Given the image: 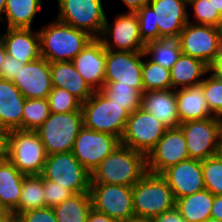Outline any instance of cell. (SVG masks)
Segmentation results:
<instances>
[{"mask_svg": "<svg viewBox=\"0 0 222 222\" xmlns=\"http://www.w3.org/2000/svg\"><path fill=\"white\" fill-rule=\"evenodd\" d=\"M145 52L106 49L104 85H125L143 92L142 68Z\"/></svg>", "mask_w": 222, "mask_h": 222, "instance_id": "cell-14", "label": "cell"}, {"mask_svg": "<svg viewBox=\"0 0 222 222\" xmlns=\"http://www.w3.org/2000/svg\"><path fill=\"white\" fill-rule=\"evenodd\" d=\"M202 170L205 189L213 195H222V155L203 160Z\"/></svg>", "mask_w": 222, "mask_h": 222, "instance_id": "cell-37", "label": "cell"}, {"mask_svg": "<svg viewBox=\"0 0 222 222\" xmlns=\"http://www.w3.org/2000/svg\"><path fill=\"white\" fill-rule=\"evenodd\" d=\"M10 130L0 127V162L8 160Z\"/></svg>", "mask_w": 222, "mask_h": 222, "instance_id": "cell-43", "label": "cell"}, {"mask_svg": "<svg viewBox=\"0 0 222 222\" xmlns=\"http://www.w3.org/2000/svg\"><path fill=\"white\" fill-rule=\"evenodd\" d=\"M25 175L9 160L0 162V206L13 211L17 206L22 192Z\"/></svg>", "mask_w": 222, "mask_h": 222, "instance_id": "cell-27", "label": "cell"}, {"mask_svg": "<svg viewBox=\"0 0 222 222\" xmlns=\"http://www.w3.org/2000/svg\"><path fill=\"white\" fill-rule=\"evenodd\" d=\"M50 109L46 98L25 99L23 130H37L49 117Z\"/></svg>", "mask_w": 222, "mask_h": 222, "instance_id": "cell-35", "label": "cell"}, {"mask_svg": "<svg viewBox=\"0 0 222 222\" xmlns=\"http://www.w3.org/2000/svg\"><path fill=\"white\" fill-rule=\"evenodd\" d=\"M6 0H0V26L3 21Z\"/></svg>", "mask_w": 222, "mask_h": 222, "instance_id": "cell-53", "label": "cell"}, {"mask_svg": "<svg viewBox=\"0 0 222 222\" xmlns=\"http://www.w3.org/2000/svg\"><path fill=\"white\" fill-rule=\"evenodd\" d=\"M47 154L36 131L10 130L8 160L25 176L41 175Z\"/></svg>", "mask_w": 222, "mask_h": 222, "instance_id": "cell-8", "label": "cell"}, {"mask_svg": "<svg viewBox=\"0 0 222 222\" xmlns=\"http://www.w3.org/2000/svg\"><path fill=\"white\" fill-rule=\"evenodd\" d=\"M89 194L92 208L116 222H124L135 216L131 186L91 183Z\"/></svg>", "mask_w": 222, "mask_h": 222, "instance_id": "cell-11", "label": "cell"}, {"mask_svg": "<svg viewBox=\"0 0 222 222\" xmlns=\"http://www.w3.org/2000/svg\"><path fill=\"white\" fill-rule=\"evenodd\" d=\"M142 82L143 92L172 89L170 69L154 63L144 54Z\"/></svg>", "mask_w": 222, "mask_h": 222, "instance_id": "cell-33", "label": "cell"}, {"mask_svg": "<svg viewBox=\"0 0 222 222\" xmlns=\"http://www.w3.org/2000/svg\"><path fill=\"white\" fill-rule=\"evenodd\" d=\"M86 222H116L114 219L108 215L98 212L93 208L90 210Z\"/></svg>", "mask_w": 222, "mask_h": 222, "instance_id": "cell-47", "label": "cell"}, {"mask_svg": "<svg viewBox=\"0 0 222 222\" xmlns=\"http://www.w3.org/2000/svg\"><path fill=\"white\" fill-rule=\"evenodd\" d=\"M56 19L99 38L106 21L104 0H56Z\"/></svg>", "mask_w": 222, "mask_h": 222, "instance_id": "cell-9", "label": "cell"}, {"mask_svg": "<svg viewBox=\"0 0 222 222\" xmlns=\"http://www.w3.org/2000/svg\"><path fill=\"white\" fill-rule=\"evenodd\" d=\"M177 39L182 54L197 58L209 66L221 44L220 28L188 22Z\"/></svg>", "mask_w": 222, "mask_h": 222, "instance_id": "cell-15", "label": "cell"}, {"mask_svg": "<svg viewBox=\"0 0 222 222\" xmlns=\"http://www.w3.org/2000/svg\"><path fill=\"white\" fill-rule=\"evenodd\" d=\"M84 126L96 132L108 133L122 138L129 113L112 102L101 90L82 103Z\"/></svg>", "mask_w": 222, "mask_h": 222, "instance_id": "cell-5", "label": "cell"}, {"mask_svg": "<svg viewBox=\"0 0 222 222\" xmlns=\"http://www.w3.org/2000/svg\"><path fill=\"white\" fill-rule=\"evenodd\" d=\"M219 28H220V38H221V44H222V22Z\"/></svg>", "mask_w": 222, "mask_h": 222, "instance_id": "cell-54", "label": "cell"}, {"mask_svg": "<svg viewBox=\"0 0 222 222\" xmlns=\"http://www.w3.org/2000/svg\"><path fill=\"white\" fill-rule=\"evenodd\" d=\"M172 189L175 199L205 189L202 161L187 159L168 167L160 174Z\"/></svg>", "mask_w": 222, "mask_h": 222, "instance_id": "cell-18", "label": "cell"}, {"mask_svg": "<svg viewBox=\"0 0 222 222\" xmlns=\"http://www.w3.org/2000/svg\"><path fill=\"white\" fill-rule=\"evenodd\" d=\"M127 12H135L142 6L148 5L150 0H120Z\"/></svg>", "mask_w": 222, "mask_h": 222, "instance_id": "cell-48", "label": "cell"}, {"mask_svg": "<svg viewBox=\"0 0 222 222\" xmlns=\"http://www.w3.org/2000/svg\"><path fill=\"white\" fill-rule=\"evenodd\" d=\"M124 222H153L150 218H143V217H131L130 219H127Z\"/></svg>", "mask_w": 222, "mask_h": 222, "instance_id": "cell-51", "label": "cell"}, {"mask_svg": "<svg viewBox=\"0 0 222 222\" xmlns=\"http://www.w3.org/2000/svg\"><path fill=\"white\" fill-rule=\"evenodd\" d=\"M108 98L122 106L129 114L141 108L142 93L125 85H104L101 90Z\"/></svg>", "mask_w": 222, "mask_h": 222, "instance_id": "cell-34", "label": "cell"}, {"mask_svg": "<svg viewBox=\"0 0 222 222\" xmlns=\"http://www.w3.org/2000/svg\"><path fill=\"white\" fill-rule=\"evenodd\" d=\"M4 31L2 32L0 28L8 56L24 64L41 57L40 37L36 28H6Z\"/></svg>", "mask_w": 222, "mask_h": 222, "instance_id": "cell-21", "label": "cell"}, {"mask_svg": "<svg viewBox=\"0 0 222 222\" xmlns=\"http://www.w3.org/2000/svg\"><path fill=\"white\" fill-rule=\"evenodd\" d=\"M220 154L222 155V144H221Z\"/></svg>", "mask_w": 222, "mask_h": 222, "instance_id": "cell-57", "label": "cell"}, {"mask_svg": "<svg viewBox=\"0 0 222 222\" xmlns=\"http://www.w3.org/2000/svg\"><path fill=\"white\" fill-rule=\"evenodd\" d=\"M42 7V0H6L2 23L6 28H32Z\"/></svg>", "mask_w": 222, "mask_h": 222, "instance_id": "cell-28", "label": "cell"}, {"mask_svg": "<svg viewBox=\"0 0 222 222\" xmlns=\"http://www.w3.org/2000/svg\"><path fill=\"white\" fill-rule=\"evenodd\" d=\"M187 159L189 155L181 127L167 128L163 137L146 155L147 172L161 174L168 167Z\"/></svg>", "mask_w": 222, "mask_h": 222, "instance_id": "cell-17", "label": "cell"}, {"mask_svg": "<svg viewBox=\"0 0 222 222\" xmlns=\"http://www.w3.org/2000/svg\"><path fill=\"white\" fill-rule=\"evenodd\" d=\"M47 100L52 113L61 114L82 110V102L64 88L52 87Z\"/></svg>", "mask_w": 222, "mask_h": 222, "instance_id": "cell-39", "label": "cell"}, {"mask_svg": "<svg viewBox=\"0 0 222 222\" xmlns=\"http://www.w3.org/2000/svg\"><path fill=\"white\" fill-rule=\"evenodd\" d=\"M84 126L82 110L70 113L50 112L47 120L35 130L47 155L72 152L74 142Z\"/></svg>", "mask_w": 222, "mask_h": 222, "instance_id": "cell-6", "label": "cell"}, {"mask_svg": "<svg viewBox=\"0 0 222 222\" xmlns=\"http://www.w3.org/2000/svg\"><path fill=\"white\" fill-rule=\"evenodd\" d=\"M135 13L145 45L161 38H178L189 22L188 4L184 0H150Z\"/></svg>", "mask_w": 222, "mask_h": 222, "instance_id": "cell-1", "label": "cell"}, {"mask_svg": "<svg viewBox=\"0 0 222 222\" xmlns=\"http://www.w3.org/2000/svg\"><path fill=\"white\" fill-rule=\"evenodd\" d=\"M118 145V137L83 126L74 142L72 153L90 173H93Z\"/></svg>", "mask_w": 222, "mask_h": 222, "instance_id": "cell-16", "label": "cell"}, {"mask_svg": "<svg viewBox=\"0 0 222 222\" xmlns=\"http://www.w3.org/2000/svg\"><path fill=\"white\" fill-rule=\"evenodd\" d=\"M214 195L204 189L176 199V209L187 222H204L211 218Z\"/></svg>", "mask_w": 222, "mask_h": 222, "instance_id": "cell-29", "label": "cell"}, {"mask_svg": "<svg viewBox=\"0 0 222 222\" xmlns=\"http://www.w3.org/2000/svg\"><path fill=\"white\" fill-rule=\"evenodd\" d=\"M40 55L50 63L72 61L93 37L56 18L38 29Z\"/></svg>", "mask_w": 222, "mask_h": 222, "instance_id": "cell-3", "label": "cell"}, {"mask_svg": "<svg viewBox=\"0 0 222 222\" xmlns=\"http://www.w3.org/2000/svg\"><path fill=\"white\" fill-rule=\"evenodd\" d=\"M13 83L27 99H47L53 87L50 62L40 57L25 64L24 67H20Z\"/></svg>", "mask_w": 222, "mask_h": 222, "instance_id": "cell-19", "label": "cell"}, {"mask_svg": "<svg viewBox=\"0 0 222 222\" xmlns=\"http://www.w3.org/2000/svg\"><path fill=\"white\" fill-rule=\"evenodd\" d=\"M200 86L210 112L214 116L222 118V78L208 72Z\"/></svg>", "mask_w": 222, "mask_h": 222, "instance_id": "cell-38", "label": "cell"}, {"mask_svg": "<svg viewBox=\"0 0 222 222\" xmlns=\"http://www.w3.org/2000/svg\"><path fill=\"white\" fill-rule=\"evenodd\" d=\"M46 207L42 175L25 176L18 206L12 211L13 218L25 211Z\"/></svg>", "mask_w": 222, "mask_h": 222, "instance_id": "cell-31", "label": "cell"}, {"mask_svg": "<svg viewBox=\"0 0 222 222\" xmlns=\"http://www.w3.org/2000/svg\"><path fill=\"white\" fill-rule=\"evenodd\" d=\"M76 70L93 91L102 90L105 78L106 49L93 38L72 60Z\"/></svg>", "mask_w": 222, "mask_h": 222, "instance_id": "cell-20", "label": "cell"}, {"mask_svg": "<svg viewBox=\"0 0 222 222\" xmlns=\"http://www.w3.org/2000/svg\"><path fill=\"white\" fill-rule=\"evenodd\" d=\"M12 212L5 208H0V222H11L13 220Z\"/></svg>", "mask_w": 222, "mask_h": 222, "instance_id": "cell-49", "label": "cell"}, {"mask_svg": "<svg viewBox=\"0 0 222 222\" xmlns=\"http://www.w3.org/2000/svg\"><path fill=\"white\" fill-rule=\"evenodd\" d=\"M166 130L153 115L138 108L129 114L120 144L147 155Z\"/></svg>", "mask_w": 222, "mask_h": 222, "instance_id": "cell-13", "label": "cell"}, {"mask_svg": "<svg viewBox=\"0 0 222 222\" xmlns=\"http://www.w3.org/2000/svg\"><path fill=\"white\" fill-rule=\"evenodd\" d=\"M189 158L203 161L220 154L222 118L213 116L180 124Z\"/></svg>", "mask_w": 222, "mask_h": 222, "instance_id": "cell-7", "label": "cell"}, {"mask_svg": "<svg viewBox=\"0 0 222 222\" xmlns=\"http://www.w3.org/2000/svg\"><path fill=\"white\" fill-rule=\"evenodd\" d=\"M44 197L46 207H54L61 204L65 199L71 198L74 193L60 186V184L47 180L43 177Z\"/></svg>", "mask_w": 222, "mask_h": 222, "instance_id": "cell-40", "label": "cell"}, {"mask_svg": "<svg viewBox=\"0 0 222 222\" xmlns=\"http://www.w3.org/2000/svg\"><path fill=\"white\" fill-rule=\"evenodd\" d=\"M145 55L154 63L171 69L181 55L177 38H161L145 45Z\"/></svg>", "mask_w": 222, "mask_h": 222, "instance_id": "cell-32", "label": "cell"}, {"mask_svg": "<svg viewBox=\"0 0 222 222\" xmlns=\"http://www.w3.org/2000/svg\"><path fill=\"white\" fill-rule=\"evenodd\" d=\"M24 66V63L6 54L5 60L0 67V79L13 82L20 71V67Z\"/></svg>", "mask_w": 222, "mask_h": 222, "instance_id": "cell-42", "label": "cell"}, {"mask_svg": "<svg viewBox=\"0 0 222 222\" xmlns=\"http://www.w3.org/2000/svg\"><path fill=\"white\" fill-rule=\"evenodd\" d=\"M187 4H189L190 2H192L193 0H184Z\"/></svg>", "mask_w": 222, "mask_h": 222, "instance_id": "cell-56", "label": "cell"}, {"mask_svg": "<svg viewBox=\"0 0 222 222\" xmlns=\"http://www.w3.org/2000/svg\"><path fill=\"white\" fill-rule=\"evenodd\" d=\"M115 17V18H114ZM112 24L106 17L102 33L99 37L105 49L140 52L145 44L140 36L139 21L135 12L116 13Z\"/></svg>", "mask_w": 222, "mask_h": 222, "instance_id": "cell-12", "label": "cell"}, {"mask_svg": "<svg viewBox=\"0 0 222 222\" xmlns=\"http://www.w3.org/2000/svg\"><path fill=\"white\" fill-rule=\"evenodd\" d=\"M188 21L194 24L208 25L219 28L222 16L219 14L211 0H193L188 4ZM193 17V19H190ZM194 20V21H193Z\"/></svg>", "mask_w": 222, "mask_h": 222, "instance_id": "cell-36", "label": "cell"}, {"mask_svg": "<svg viewBox=\"0 0 222 222\" xmlns=\"http://www.w3.org/2000/svg\"><path fill=\"white\" fill-rule=\"evenodd\" d=\"M208 67L212 75L222 78V44L219 45L216 56Z\"/></svg>", "mask_w": 222, "mask_h": 222, "instance_id": "cell-45", "label": "cell"}, {"mask_svg": "<svg viewBox=\"0 0 222 222\" xmlns=\"http://www.w3.org/2000/svg\"><path fill=\"white\" fill-rule=\"evenodd\" d=\"M50 70L53 87L64 88L82 103L92 96L94 91L78 73L72 61L52 62Z\"/></svg>", "mask_w": 222, "mask_h": 222, "instance_id": "cell-24", "label": "cell"}, {"mask_svg": "<svg viewBox=\"0 0 222 222\" xmlns=\"http://www.w3.org/2000/svg\"><path fill=\"white\" fill-rule=\"evenodd\" d=\"M5 56H6V47H5L4 40L0 34V67L3 61L5 60Z\"/></svg>", "mask_w": 222, "mask_h": 222, "instance_id": "cell-50", "label": "cell"}, {"mask_svg": "<svg viewBox=\"0 0 222 222\" xmlns=\"http://www.w3.org/2000/svg\"><path fill=\"white\" fill-rule=\"evenodd\" d=\"M153 222H187L179 213V211L174 208L171 211L164 212L161 215L152 218Z\"/></svg>", "mask_w": 222, "mask_h": 222, "instance_id": "cell-44", "label": "cell"}, {"mask_svg": "<svg viewBox=\"0 0 222 222\" xmlns=\"http://www.w3.org/2000/svg\"><path fill=\"white\" fill-rule=\"evenodd\" d=\"M208 72L209 67L206 63L181 53L170 69L172 89L200 85Z\"/></svg>", "mask_w": 222, "mask_h": 222, "instance_id": "cell-26", "label": "cell"}, {"mask_svg": "<svg viewBox=\"0 0 222 222\" xmlns=\"http://www.w3.org/2000/svg\"><path fill=\"white\" fill-rule=\"evenodd\" d=\"M210 219L222 222V195H214Z\"/></svg>", "mask_w": 222, "mask_h": 222, "instance_id": "cell-46", "label": "cell"}, {"mask_svg": "<svg viewBox=\"0 0 222 222\" xmlns=\"http://www.w3.org/2000/svg\"><path fill=\"white\" fill-rule=\"evenodd\" d=\"M176 102L181 123L214 116L209 110L200 85L177 89Z\"/></svg>", "mask_w": 222, "mask_h": 222, "instance_id": "cell-25", "label": "cell"}, {"mask_svg": "<svg viewBox=\"0 0 222 222\" xmlns=\"http://www.w3.org/2000/svg\"><path fill=\"white\" fill-rule=\"evenodd\" d=\"M214 8L217 9L219 14L222 16V0H211Z\"/></svg>", "mask_w": 222, "mask_h": 222, "instance_id": "cell-52", "label": "cell"}, {"mask_svg": "<svg viewBox=\"0 0 222 222\" xmlns=\"http://www.w3.org/2000/svg\"><path fill=\"white\" fill-rule=\"evenodd\" d=\"M57 222H86L92 209L89 193L74 194L61 204L52 207Z\"/></svg>", "mask_w": 222, "mask_h": 222, "instance_id": "cell-30", "label": "cell"}, {"mask_svg": "<svg viewBox=\"0 0 222 222\" xmlns=\"http://www.w3.org/2000/svg\"><path fill=\"white\" fill-rule=\"evenodd\" d=\"M141 108L153 115L167 128L180 126L177 111L176 90H153L142 93Z\"/></svg>", "mask_w": 222, "mask_h": 222, "instance_id": "cell-22", "label": "cell"}, {"mask_svg": "<svg viewBox=\"0 0 222 222\" xmlns=\"http://www.w3.org/2000/svg\"><path fill=\"white\" fill-rule=\"evenodd\" d=\"M25 99L13 82L0 79V127L23 130Z\"/></svg>", "mask_w": 222, "mask_h": 222, "instance_id": "cell-23", "label": "cell"}, {"mask_svg": "<svg viewBox=\"0 0 222 222\" xmlns=\"http://www.w3.org/2000/svg\"><path fill=\"white\" fill-rule=\"evenodd\" d=\"M146 173V155L120 144L91 173V183L133 187Z\"/></svg>", "mask_w": 222, "mask_h": 222, "instance_id": "cell-2", "label": "cell"}, {"mask_svg": "<svg viewBox=\"0 0 222 222\" xmlns=\"http://www.w3.org/2000/svg\"><path fill=\"white\" fill-rule=\"evenodd\" d=\"M41 175L71 190L74 194L89 193L91 173L72 152L47 155Z\"/></svg>", "mask_w": 222, "mask_h": 222, "instance_id": "cell-10", "label": "cell"}, {"mask_svg": "<svg viewBox=\"0 0 222 222\" xmlns=\"http://www.w3.org/2000/svg\"><path fill=\"white\" fill-rule=\"evenodd\" d=\"M14 219L17 222H57L54 211L50 207L25 211Z\"/></svg>", "mask_w": 222, "mask_h": 222, "instance_id": "cell-41", "label": "cell"}, {"mask_svg": "<svg viewBox=\"0 0 222 222\" xmlns=\"http://www.w3.org/2000/svg\"><path fill=\"white\" fill-rule=\"evenodd\" d=\"M204 222H218V221H215V220H212V219H209V220H206Z\"/></svg>", "mask_w": 222, "mask_h": 222, "instance_id": "cell-55", "label": "cell"}, {"mask_svg": "<svg viewBox=\"0 0 222 222\" xmlns=\"http://www.w3.org/2000/svg\"><path fill=\"white\" fill-rule=\"evenodd\" d=\"M136 217H156L176 208V199L167 181L160 174L147 172L133 187Z\"/></svg>", "mask_w": 222, "mask_h": 222, "instance_id": "cell-4", "label": "cell"}]
</instances>
